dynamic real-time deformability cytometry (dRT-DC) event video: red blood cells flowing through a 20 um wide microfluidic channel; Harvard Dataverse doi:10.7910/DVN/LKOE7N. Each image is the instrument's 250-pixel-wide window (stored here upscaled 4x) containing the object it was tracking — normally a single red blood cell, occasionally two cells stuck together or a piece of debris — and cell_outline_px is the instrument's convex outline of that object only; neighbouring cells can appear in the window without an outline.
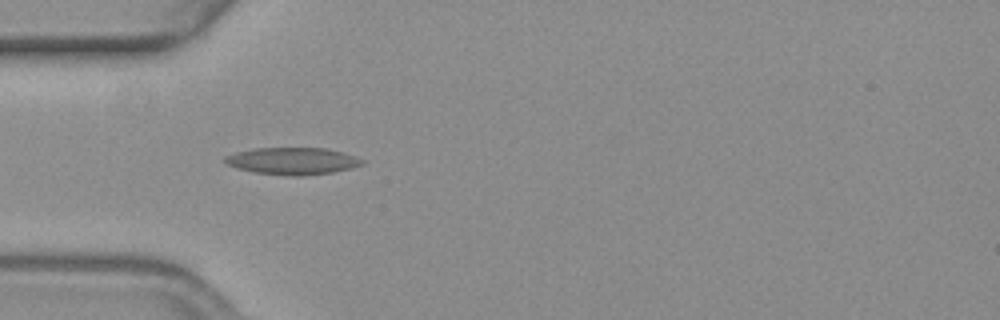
{"species": "common noctule bat (a hibernating species)", "species_latin": "Nyctalus noctula", "temperature_condition": "warm", "stored_images_in_passage": 43, "camera_frame_rate_fps": 3000, "um_per_image_px": 0.085, "animal": {"sex": "female", "body_mass_g": 19.3, "forearm_length_mm": 54.1}, "frame": {"image": 1, "passage_image": 4, "time_ms": 1.0, "image_size_px": [1000, 320], "cell_outline_px": [[364, 164], [352, 168], [332, 172], [304, 176], [288, 176], [252, 172], [236, 168], [224, 164], [224, 156], [236, 152], [256, 148], [324, 148], [344, 152], [356, 156], [364, 160]], "centroid_in_image_um": [24.85, 13.69], "position_along_channel_um": 60.1, "area_um2": 21.91}}
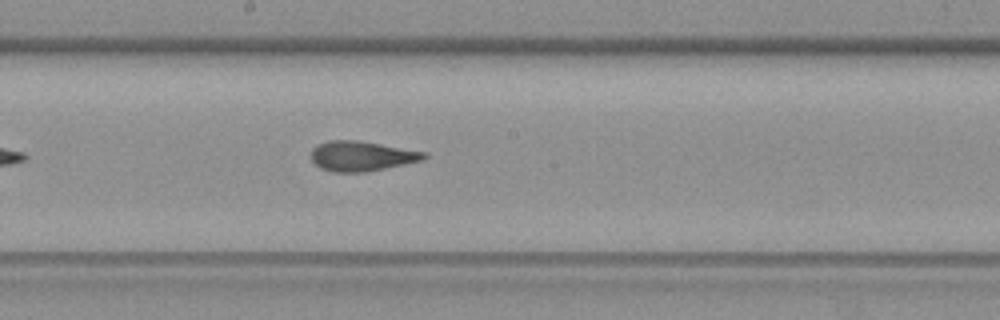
{"frame": {"image": 2, "passage_image": 17, "time_ms": 5.333, "image_size_px": [1000, 320], "cell_outline_px": [[428, 156], [420, 160], [404, 164], [368, 172], [332, 172], [320, 168], [312, 160], [312, 148], [316, 144], [328, 140], [356, 140], [380, 144], [424, 152]], "centroid_in_image_um": [30.67, 13.27], "position_along_channel_um": 217.5, "area_um2": 19.54}}
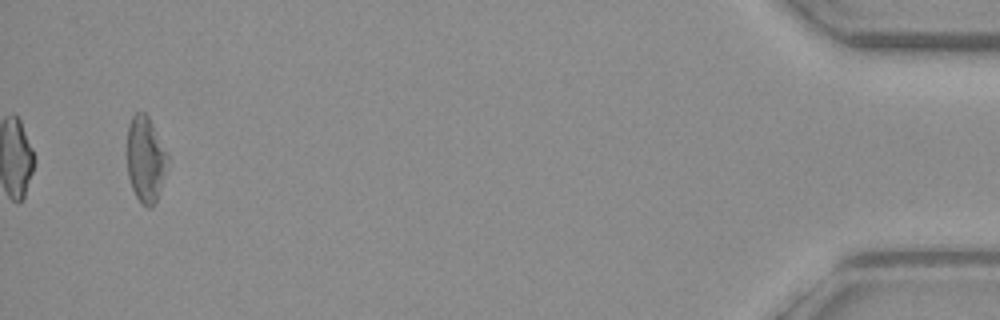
{"frame": {"image": 3, "passage_image": 41, "time_ms": 13.333, "image_size_px": [1000, 320], "cell_outline_px": [[168, 160], [164, 176], [156, 200], [152, 208], [148, 208], [140, 204], [132, 188], [128, 176], [128, 124], [132, 116], [136, 112], [144, 112], [148, 116], [168, 152]], "centroid_in_image_um": [12.38, 13.54], "position_along_channel_um": 422.8, "area_um2": 20.23}, "authors_computed_cell_mechanics": {"area_um2": 19.9988, "velocity_mm_per_s": 3.6678, "shape_relaxation_time_tau1_ms": null, "shape_relaxation_time_tau2_ms": 1.707, "deformation_change_tau1": null, "deformation_change_tau2": 0.1005}}